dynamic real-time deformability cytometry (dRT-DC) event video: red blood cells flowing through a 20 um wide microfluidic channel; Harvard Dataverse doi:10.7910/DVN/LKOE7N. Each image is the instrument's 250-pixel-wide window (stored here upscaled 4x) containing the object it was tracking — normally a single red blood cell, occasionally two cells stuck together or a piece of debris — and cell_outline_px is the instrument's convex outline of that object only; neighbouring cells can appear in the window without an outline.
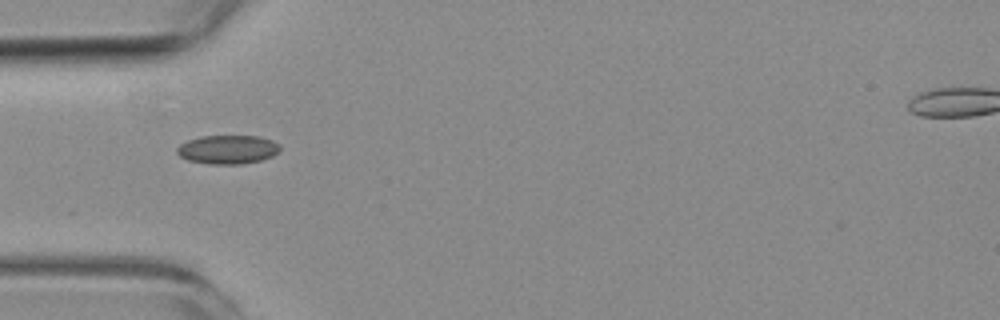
{"species": "common noctule bat (a hibernating species)", "species_latin": "Nyctalus noctula", "temperature_condition": "room temperature", "stored_images_in_passage": 6, "camera_frame_rate_fps": 3000, "um_per_image_px": 0.085, "animal": {"sex": "female", "body_mass_g": 19.3, "forearm_length_mm": 54.1}, "frame": {"image": 1, "passage_image": 4, "time_ms": 4.333, "image_size_px": [1000, 320], "cell_outline_px": [[280, 152], [272, 156], [260, 160], [240, 164], [208, 164], [188, 160], [180, 156], [176, 152], [176, 148], [180, 144], [188, 140], [200, 136], [260, 136], [272, 140], [280, 144]], "centroid_in_image_um": [19.36, 12.7], "position_along_channel_um": 65.6, "area_um2": 17.4}}
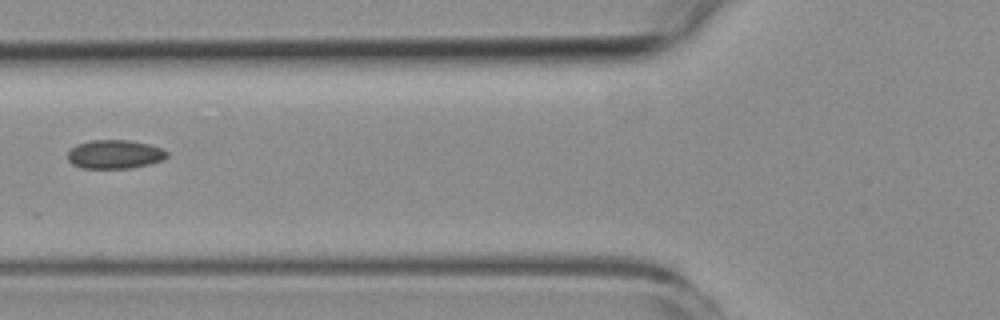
{"frame": {"image": 2, "passage_image": 5, "time_ms": 5.667, "image_size_px": [1000, 320], "cell_outline_px": [[168, 156], [164, 160], [132, 168], [80, 168], [72, 164], [68, 160], [68, 152], [76, 144], [92, 140], [128, 140], [148, 144], [160, 148], [168, 152]], "centroid_in_image_um": [9.75, 13.12], "position_along_channel_um": 116.1, "area_um2": 16.65}}
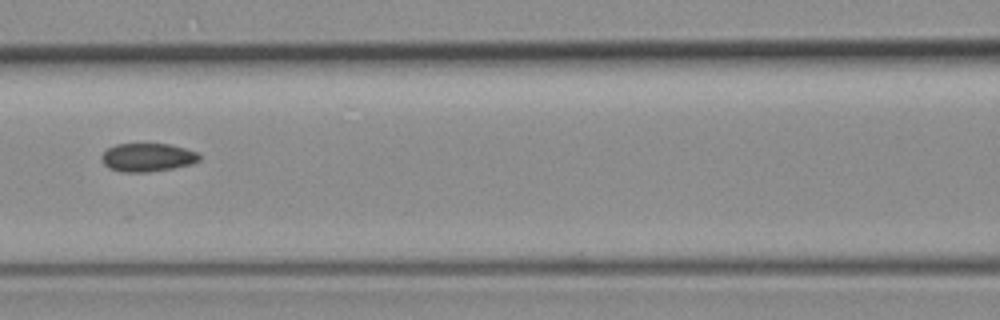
{"frame": {"image": 3, "passage_image": 6, "time_ms": 6.667, "image_size_px": [1000, 320], "cell_outline_px": [[200, 160], [192, 164], [172, 168], [148, 172], [120, 172], [108, 168], [100, 160], [100, 156], [108, 148], [116, 144], [168, 144], [184, 148], [196, 152], [200, 156]], "centroid_in_image_um": [12.5, 13.39], "position_along_channel_um": 154.1, "area_um2": 16.18}}